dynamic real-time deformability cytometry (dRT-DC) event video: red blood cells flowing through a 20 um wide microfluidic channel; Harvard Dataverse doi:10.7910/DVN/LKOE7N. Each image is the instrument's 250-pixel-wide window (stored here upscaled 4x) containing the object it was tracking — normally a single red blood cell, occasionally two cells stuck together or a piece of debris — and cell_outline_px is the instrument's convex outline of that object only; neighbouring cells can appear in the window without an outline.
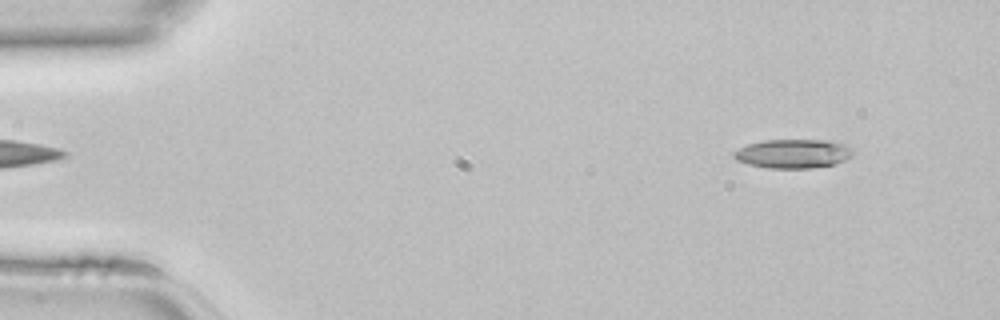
{"species": "common noctule bat (a hibernating species)", "species_latin": "Nyctalus noctula", "temperature_condition": "room temperature", "stored_images_in_passage": 42, "camera_frame_rate_fps": 3000, "um_per_image_px": 0.085, "animal": {"sex": "female", "body_mass_g": 22.7, "forearm_length_mm": 54.2}, "frame": {"image": 1, "passage_image": 1, "time_ms": 0.0, "image_size_px": [1000, 320], "cell_outline_px": [[852, 156], [836, 164], [812, 168], [768, 168], [748, 164], [736, 160], [732, 156], [732, 152], [748, 144], [764, 140], [824, 140], [844, 144], [852, 148]], "centroid_in_image_um": [67.39, 13.06], "position_along_channel_um": 17.6, "area_um2": 20.11}}
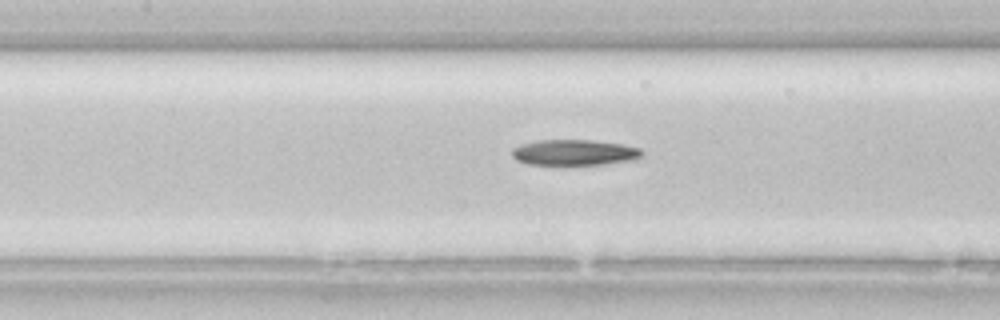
{"frame": {"image": 2, "passage_image": 17, "time_ms": 5.333, "image_size_px": [1000, 320], "cell_outline_px": [[644, 152], [636, 160], [604, 164], [528, 164], [516, 160], [512, 156], [512, 148], [520, 144], [536, 140], [592, 140], [624, 144], [640, 148]], "centroid_in_image_um": [48.83, 12.95], "position_along_channel_um": 158.6, "area_um2": 19.59}}
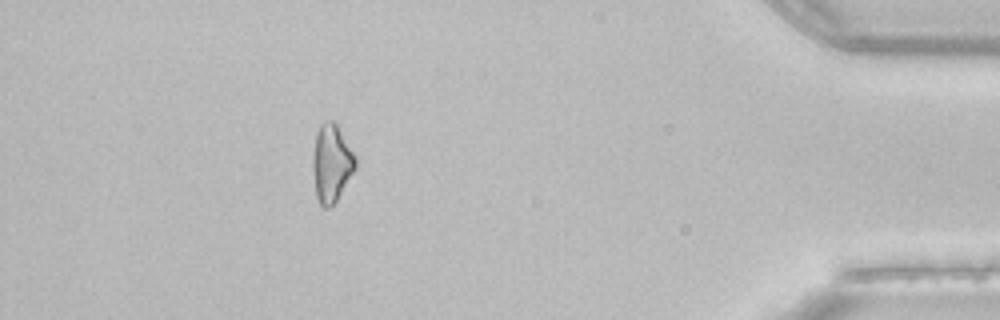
{"frame": {"image": 3, "passage_image": 37, "time_ms": 12.0, "image_size_px": [1000, 320], "cell_outline_px": [[356, 168], [336, 200], [328, 208], [324, 208], [320, 204], [316, 196], [312, 168], [312, 156], [316, 132], [320, 124], [324, 120], [332, 120], [336, 124], [356, 156]], "centroid_in_image_um": [28.16, 13.85], "position_along_channel_um": 407.0, "area_um2": 19.31}}